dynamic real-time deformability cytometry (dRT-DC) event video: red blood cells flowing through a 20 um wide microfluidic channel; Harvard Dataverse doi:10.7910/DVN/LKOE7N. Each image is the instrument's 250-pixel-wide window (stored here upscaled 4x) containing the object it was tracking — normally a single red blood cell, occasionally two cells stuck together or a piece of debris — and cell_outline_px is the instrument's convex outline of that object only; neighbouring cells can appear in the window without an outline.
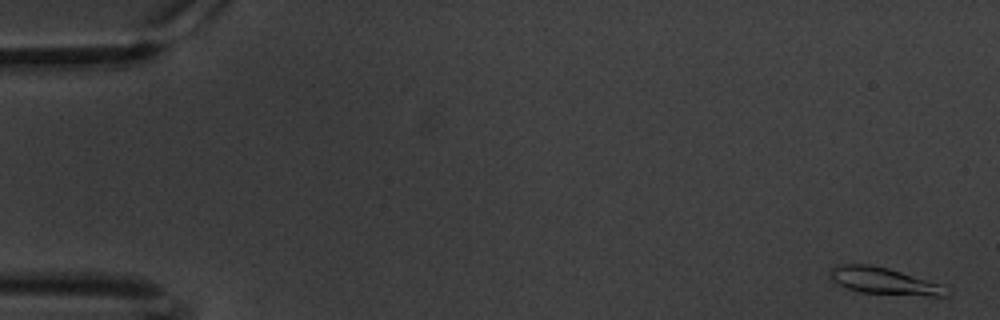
{"species": "common noctule bat (a hibernating species)", "species_latin": "Nyctalus noctula", "temperature_condition": "warm", "stored_images_in_passage": 60, "camera_frame_rate_fps": 3000, "um_per_image_px": 0.085, "animal": {"sex": "male", "body_mass_g": 20.1, "forearm_length_mm": 53.5}, "frame": {"image": 1, "passage_image": 1, "time_ms": 0.0, "image_size_px": [1000, 320], "cell_outline_px": [[944, 296], [928, 296], [860, 292], [844, 288], [832, 280], [828, 276], [832, 268], [840, 264], [868, 264], [888, 268], [940, 284]], "centroid_in_image_um": [74.99, 23.87], "position_along_channel_um": 10.0, "area_um2": 17.69}}
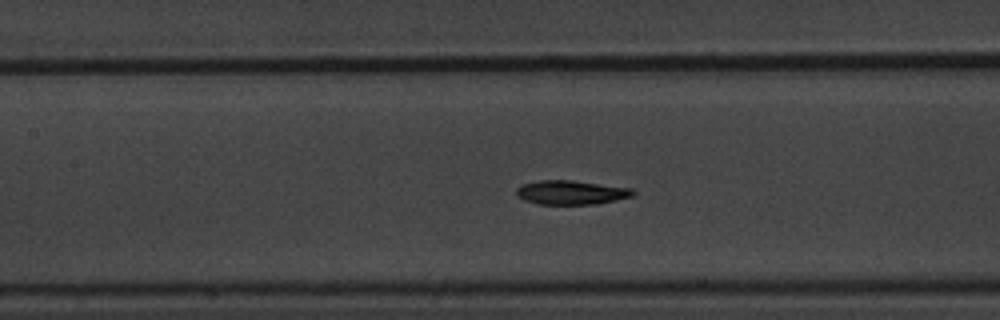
{"frame": {"image": 2, "passage_image": 27, "time_ms": 8.667, "image_size_px": [1000, 320], "cell_outline_px": [[636, 192], [632, 196], [616, 200], [596, 204], [536, 204], [524, 200], [516, 196], [516, 188], [524, 184], [540, 180], [572, 180], [632, 188]], "centroid_in_image_um": [48.54, 16.36], "position_along_channel_um": 158.9, "area_um2": 16.42}}
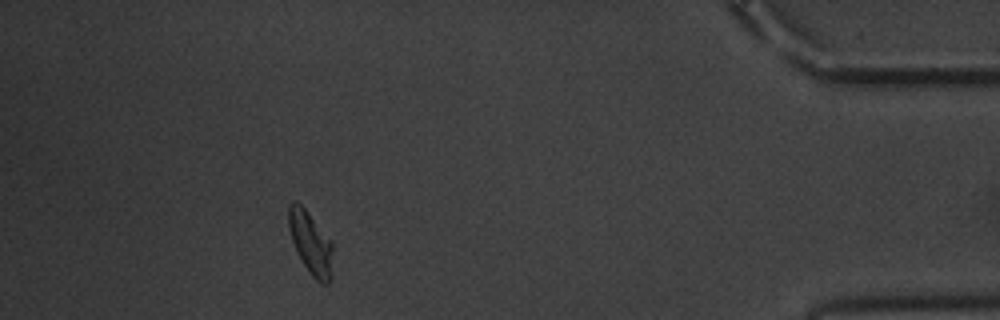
{"frame": {"image": 3, "passage_image": 54, "time_ms": 17.667, "image_size_px": [1000, 320], "cell_outline_px": [[332, 276], [328, 284], [320, 284], [312, 276], [304, 264], [292, 240], [288, 228], [288, 204], [292, 200], [296, 200], [308, 212], [332, 240]], "centroid_in_image_um": [26.42, 20.63], "position_along_channel_um": 408.8, "area_um2": 16.24}, "authors_computed_cell_mechanics": {"area_um2": 16.4152, "velocity_mm_per_s": 3.3491, "shape_relaxation_time_tau1_ms": 3.1228, "shape_relaxation_time_tau2_ms": 2.0634, "deformation_change_tau1": 0.1292, "deformation_change_tau2": 0.0816}}